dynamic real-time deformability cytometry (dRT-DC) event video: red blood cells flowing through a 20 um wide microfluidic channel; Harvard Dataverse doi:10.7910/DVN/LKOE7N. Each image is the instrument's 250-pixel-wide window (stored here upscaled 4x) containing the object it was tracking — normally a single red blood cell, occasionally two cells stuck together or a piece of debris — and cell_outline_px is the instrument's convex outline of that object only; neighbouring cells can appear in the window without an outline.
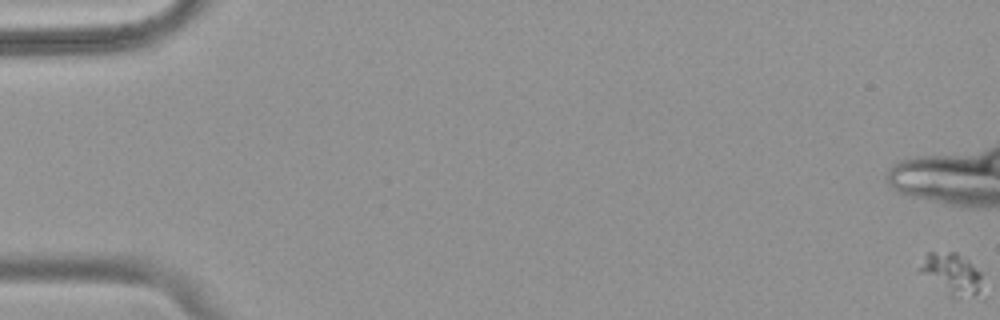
{"species": "common noctule bat (a hibernating species)", "species_latin": "Nyctalus noctula", "temperature_condition": "warm", "stored_images_in_passage": 14, "camera_frame_rate_fps": 3000, "um_per_image_px": 0.085, "animal": {"sex": "female", "body_mass_g": 18.4}, "frame": {"image": 1, "passage_image": 1, "time_ms": 0.0, "image_size_px": [1000, 320], "cell_outline_px": [[980, 276], [976, 292], [972, 296], [952, 288], [920, 272], [920, 268], [924, 256], [928, 252], [956, 252], [968, 260], [980, 272]], "centroid_in_image_um": [80.89, 23.04], "position_along_channel_um": 4.1, "area_um2": 12.48}}